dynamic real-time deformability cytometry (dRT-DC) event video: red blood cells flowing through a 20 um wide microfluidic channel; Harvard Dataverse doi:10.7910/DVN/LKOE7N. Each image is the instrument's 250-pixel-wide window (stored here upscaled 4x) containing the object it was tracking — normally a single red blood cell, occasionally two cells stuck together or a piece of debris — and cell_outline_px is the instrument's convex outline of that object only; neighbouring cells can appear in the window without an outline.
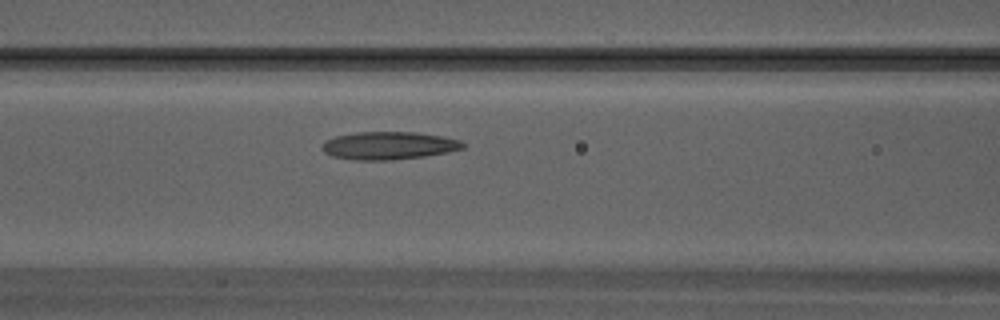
{"species": "Egyptian fruit bat (a non-hibernating species)", "species_latin": "Rousettus aegyptiacus", "temperature_condition": "warm", "stored_images_in_passage": 31, "segment_of_instrument_passage": [1, 2], "camera_frame_rate_fps": 3000, "um_per_image_px": 0.085, "animal": {"sex": "male"}, "frame": {"image": 1, "passage_image": 12, "time_ms": 3.667, "image_size_px": [1000, 320], "cell_outline_px": [[464, 148], [448, 152], [424, 156], [392, 160], [352, 160], [332, 156], [324, 152], [320, 148], [328, 140], [336, 136], [356, 132], [416, 132], [444, 136], [460, 140], [464, 144]], "centroid_in_image_um": [33.06, 12.37], "position_along_channel_um": 133.5, "area_um2": 22.83}}
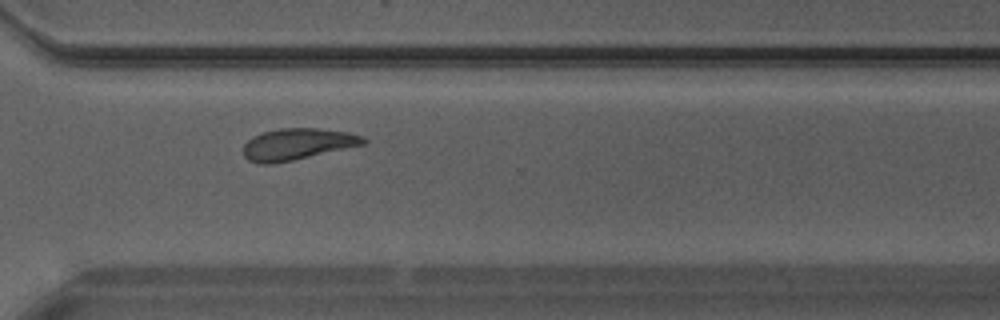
{"frame": {"image": 2, "passage_image": 22, "time_ms": 7.0, "image_size_px": [1000, 320], "cell_outline_px": [[368, 140], [364, 144], [292, 160], [272, 164], [260, 164], [248, 160], [244, 156], [244, 144], [252, 136], [264, 132], [280, 128], [320, 128], [348, 132], [364, 136]], "centroid_in_image_um": [25.27, 12.24], "position_along_channel_um": 345.3, "area_um2": 21.91}}
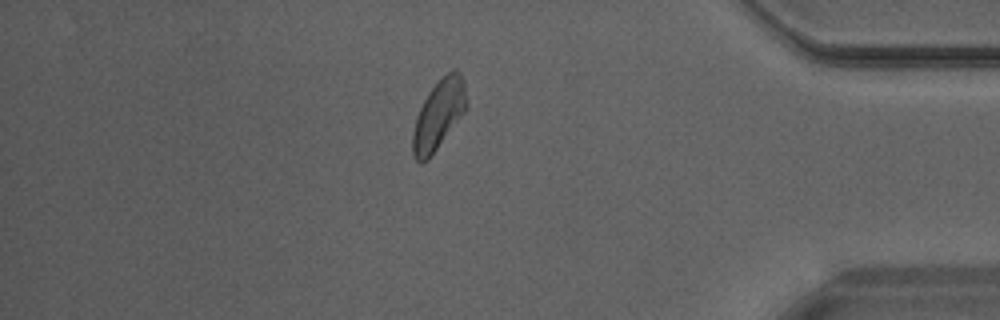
{"frame": {"image": 3, "passage_image": 26, "time_ms": 8.333, "image_size_px": [1000, 320], "cell_outline_px": [[468, 108], [428, 160], [420, 164], [412, 156], [412, 132], [416, 116], [428, 92], [452, 68], [456, 68], [460, 72], [464, 80], [468, 104]], "centroid_in_image_um": [37.29, 9.76], "position_along_channel_um": 397.9, "area_um2": 22.02}}